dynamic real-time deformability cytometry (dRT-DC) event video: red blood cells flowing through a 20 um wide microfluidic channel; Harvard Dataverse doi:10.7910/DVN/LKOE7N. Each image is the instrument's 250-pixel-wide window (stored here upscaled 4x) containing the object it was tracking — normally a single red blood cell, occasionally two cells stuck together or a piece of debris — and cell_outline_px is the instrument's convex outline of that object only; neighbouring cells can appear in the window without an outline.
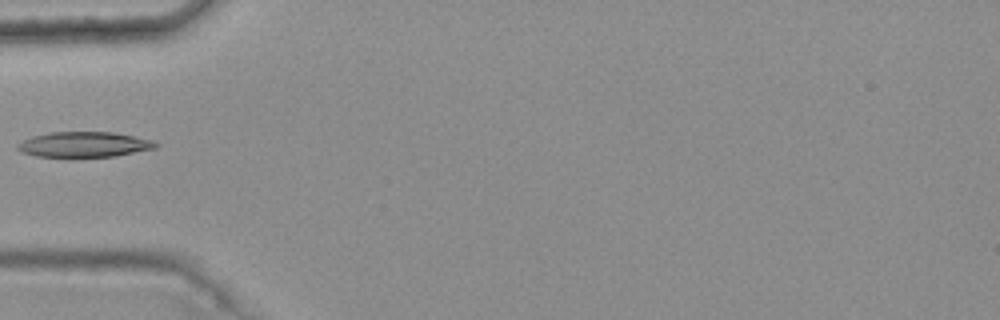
{"species": "common noctule bat (a hibernating species)", "species_latin": "Nyctalus noctula", "temperature_condition": "warm", "stored_images_in_passage": 6, "camera_frame_rate_fps": 3000, "um_per_image_px": 0.085, "animal": {"sex": "female", "body_mass_g": 25.1}, "frame": {"image": 1, "passage_image": 5, "time_ms": 1.333, "image_size_px": [1000, 320], "cell_outline_px": [[160, 144], [156, 148], [116, 156], [36, 156], [24, 152], [16, 148], [16, 144], [32, 136], [52, 132], [112, 132], [152, 140]], "centroid_in_image_um": [7.17, 12.27], "position_along_channel_um": 77.8, "area_um2": 20.06}}
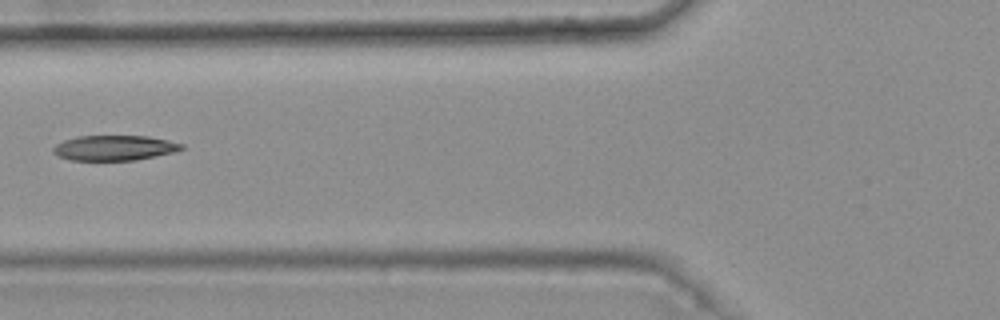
{"frame": {"image": 2, "passage_image": 6, "time_ms": 1.667, "image_size_px": [1000, 320], "cell_outline_px": [[184, 148], [172, 152], [156, 156], [136, 160], [72, 160], [60, 156], [52, 152], [52, 148], [56, 144], [64, 140], [80, 136], [148, 136], [168, 140], [184, 144]], "centroid_in_image_um": [9.73, 12.56], "position_along_channel_um": 116.1, "area_um2": 18.67}}